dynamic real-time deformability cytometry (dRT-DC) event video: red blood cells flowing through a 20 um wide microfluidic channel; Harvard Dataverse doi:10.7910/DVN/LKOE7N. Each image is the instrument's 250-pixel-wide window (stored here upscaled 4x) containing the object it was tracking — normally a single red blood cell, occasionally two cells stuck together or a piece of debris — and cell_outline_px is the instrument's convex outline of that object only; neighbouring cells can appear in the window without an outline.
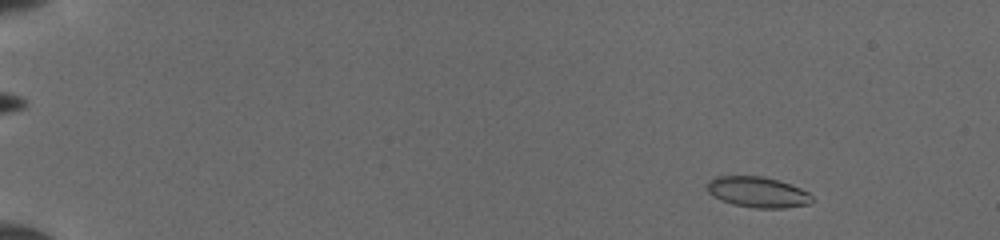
{"species": "common noctule bat (a hibernating species)", "species_latin": "Nyctalus noctula", "temperature_condition": "cold", "stored_images_in_passage": 91, "camera_frame_rate_fps": 3000, "um_per_image_px": 0.085, "animal": {"sex": "female", "body_mass_g": 19.5, "forearm_length_mm": 54.1}, "frame": {"image": 1, "passage_image": 17, "time_ms": 2.333, "image_size_px": [1000, 240], "cell_outline_px": [[812, 204], [784, 208], [756, 208], [732, 204], [712, 196], [708, 192], [708, 184], [716, 176], [764, 176], [800, 188], [808, 192], [812, 196]], "centroid_in_image_um": [64.43, 16.34], "position_along_channel_um": 20.6, "area_um2": 18.61}}
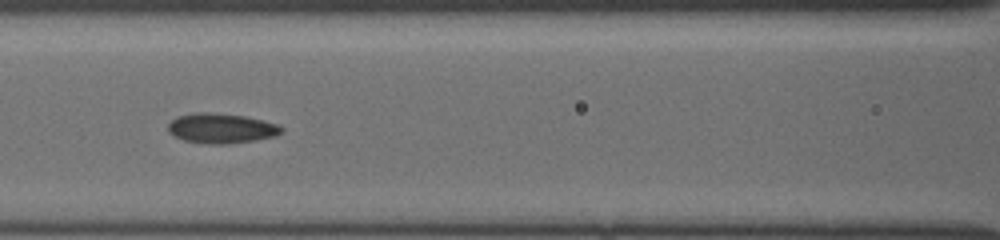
{"frame": {"image": 2, "passage_image": 52, "time_ms": 8.667, "image_size_px": [1000, 240], "cell_outline_px": [[284, 132], [276, 136], [256, 140], [228, 144], [208, 144], [184, 140], [168, 132], [168, 124], [172, 120], [180, 116], [244, 116], [264, 120], [280, 124], [284, 128]], "centroid_in_image_um": [18.95, 10.98], "position_along_channel_um": 147.7, "area_um2": 18.79}}
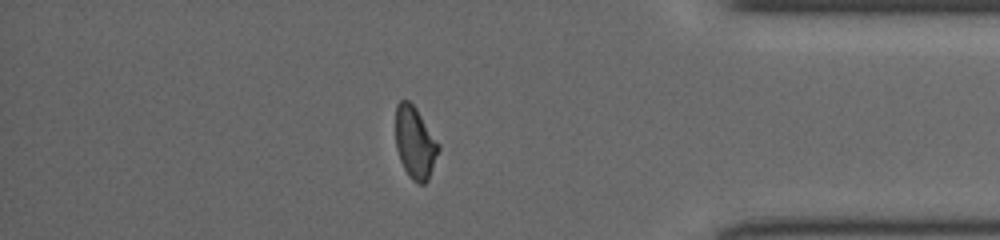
{"frame": {"image": 3, "passage_image": 81, "time_ms": 15.333, "image_size_px": [1000, 240], "cell_outline_px": [[440, 148], [428, 180], [424, 184], [416, 184], [408, 176], [400, 160], [396, 148], [396, 104], [400, 100], [408, 100], [416, 108], [440, 144]], "centroid_in_image_um": [35.28, 12.14], "position_along_channel_um": 399.9, "area_um2": 18.09}}